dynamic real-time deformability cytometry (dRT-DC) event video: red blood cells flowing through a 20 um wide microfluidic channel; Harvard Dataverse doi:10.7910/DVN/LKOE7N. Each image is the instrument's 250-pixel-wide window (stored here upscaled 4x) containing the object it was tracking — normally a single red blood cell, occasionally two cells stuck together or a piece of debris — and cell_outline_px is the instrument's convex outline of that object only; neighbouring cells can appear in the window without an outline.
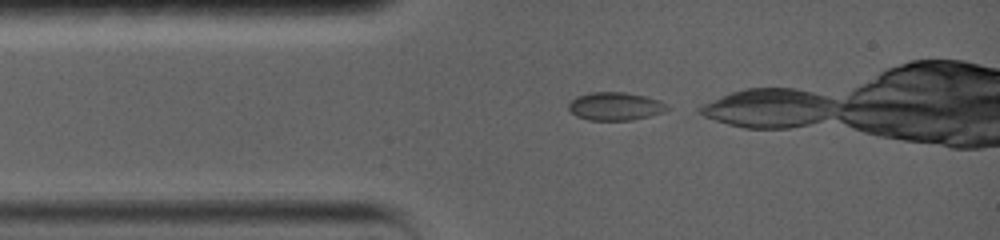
{"species": "common noctule bat (a hibernating species)", "species_latin": "Nyctalus noctula", "temperature_condition": "warm", "stored_images_in_passage": 42, "camera_frame_rate_fps": 5000, "um_per_image_px": 0.085, "animal": {"sex": "female", "body_mass_g": 19.0, "forearm_length_mm": 56.7}, "frame": {"image": 1, "passage_image": 1, "time_ms": 0.0, "image_size_px": [1000, 240], "cell_outline_px": [[668, 108], [664, 112], [632, 120], [588, 120], [576, 116], [568, 108], [568, 104], [576, 96], [588, 92], [624, 92], [644, 96], [660, 100]], "centroid_in_image_um": [52.25, 9.03], "position_along_channel_um": 32.7, "area_um2": 16.07}}
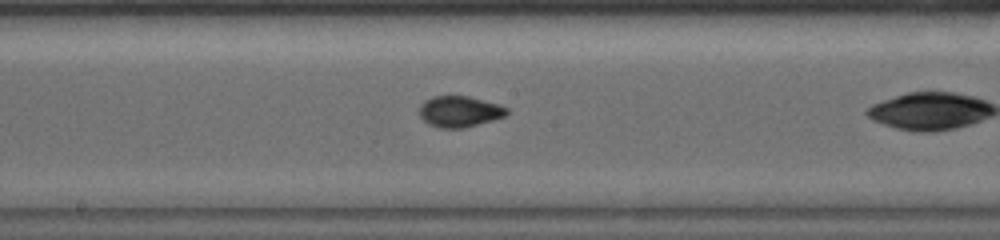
{"frame": {"image": 2, "passage_image": 22, "time_ms": 5.0, "image_size_px": [1000, 240], "cell_outline_px": [[508, 112], [504, 116], [492, 120], [464, 128], [440, 128], [428, 124], [420, 116], [420, 104], [424, 100], [432, 96], [468, 96], [500, 104], [508, 108]], "centroid_in_image_um": [39.05, 9.47], "position_along_channel_um": 209.2, "area_um2": 15.84}}
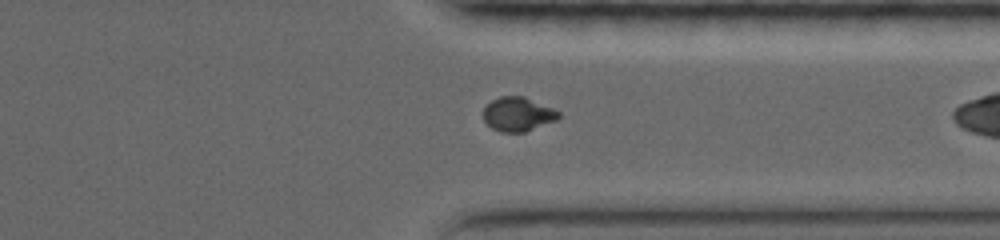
{"frame": {"image": 3, "passage_image": 40, "time_ms": 9.2, "image_size_px": [1000, 240], "cell_outline_px": [[560, 116], [556, 120], [524, 132], [500, 132], [492, 128], [484, 120], [484, 108], [492, 100], [500, 96], [524, 96], [552, 108], [560, 112]], "centroid_in_image_um": [44.02, 9.7], "position_along_channel_um": 367.4, "area_um2": 14.8}}